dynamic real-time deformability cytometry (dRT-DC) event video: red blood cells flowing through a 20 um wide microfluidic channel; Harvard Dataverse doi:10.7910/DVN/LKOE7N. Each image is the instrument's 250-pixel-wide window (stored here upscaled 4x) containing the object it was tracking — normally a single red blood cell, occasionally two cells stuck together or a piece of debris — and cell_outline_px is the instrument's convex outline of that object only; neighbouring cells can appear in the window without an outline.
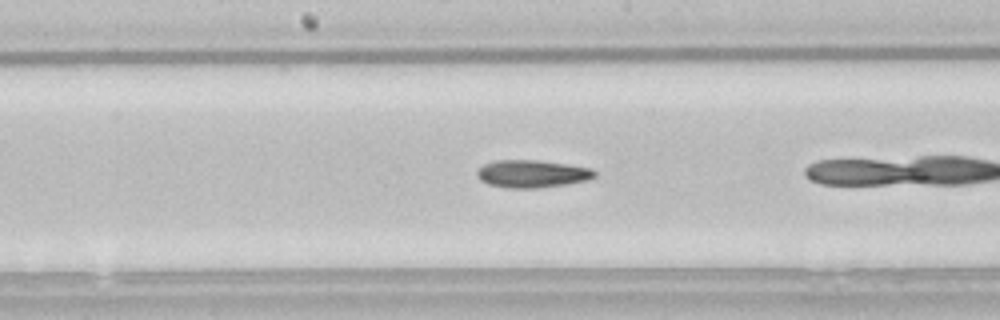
{"species": "common noctule bat (a hibernating species)", "species_latin": "Nyctalus noctula", "temperature_condition": "room temperature", "stored_images_in_passage": 25, "camera_frame_rate_fps": 3000, "um_per_image_px": 0.085, "animal": {"sex": "male", "body_mass_g": 21.5, "forearm_length_mm": 52.0}, "frame": {"image": 1, "passage_image": 11, "time_ms": 3.333, "image_size_px": [1000, 320], "cell_outline_px": [[596, 176], [588, 180], [568, 184], [536, 188], [508, 188], [488, 184], [480, 180], [476, 176], [476, 172], [484, 164], [492, 160], [536, 160], [568, 164], [592, 168], [596, 172]], "centroid_in_image_um": [45.23, 14.77], "position_along_channel_um": 203.0, "area_um2": 19.07}}